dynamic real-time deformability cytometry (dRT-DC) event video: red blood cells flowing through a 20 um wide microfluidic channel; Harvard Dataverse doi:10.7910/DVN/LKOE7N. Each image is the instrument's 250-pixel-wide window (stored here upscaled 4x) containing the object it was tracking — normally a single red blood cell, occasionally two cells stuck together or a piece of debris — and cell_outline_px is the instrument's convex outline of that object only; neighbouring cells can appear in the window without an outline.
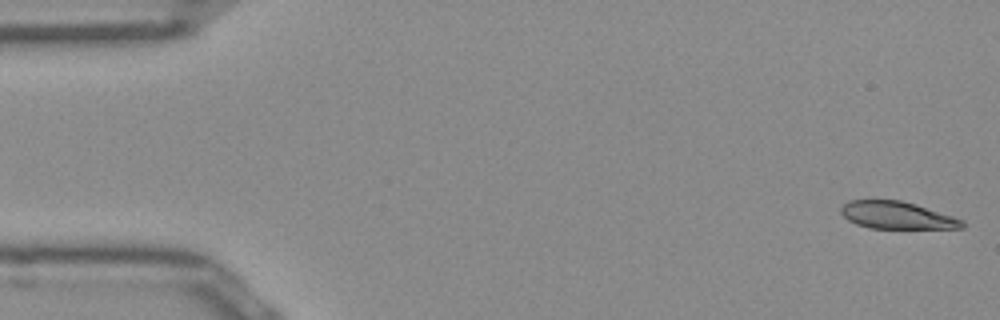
{"species": "Egyptian fruit bat (a non-hibernating species)", "species_latin": "Rousettus aegyptiacus", "temperature_condition": "room temperature", "stored_images_in_passage": 50, "camera_frame_rate_fps": 3000, "um_per_image_px": 0.085, "frame": {"image": 1, "passage_image": 1, "time_ms": 0.0, "image_size_px": [1000, 320], "cell_outline_px": [[964, 228], [868, 228], [856, 224], [848, 220], [840, 212], [840, 208], [848, 200], [900, 200], [916, 204], [964, 220]], "centroid_in_image_um": [76.21, 18.29], "position_along_channel_um": 8.8, "area_um2": 19.25}}
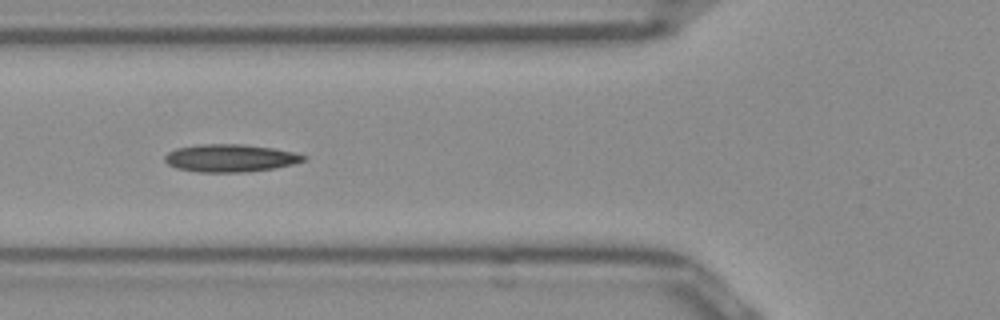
{"frame": {"image": 2, "passage_image": 18, "time_ms": 5.667, "image_size_px": [1000, 320], "cell_outline_px": [[308, 160], [276, 168], [248, 172], [200, 172], [176, 168], [168, 164], [164, 160], [164, 156], [168, 152], [176, 148], [200, 144], [240, 144], [272, 148], [292, 152], [308, 156]], "centroid_in_image_um": [19.58, 13.44], "position_along_channel_um": 106.2, "area_um2": 22.43}}
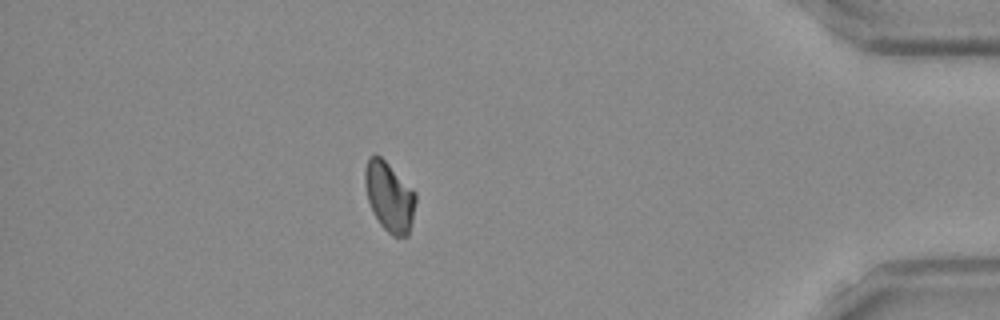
{"frame": {"image": 3, "passage_image": 44, "time_ms": 14.333, "image_size_px": [1000, 320], "cell_outline_px": [[416, 200], [412, 220], [408, 236], [392, 236], [380, 224], [368, 200], [364, 184], [364, 168], [368, 156], [376, 152], [416, 192]], "centroid_in_image_um": [33.08, 16.68], "position_along_channel_um": 402.1, "area_um2": 20.52}, "authors_computed_cell_mechanics": {"area_um2": 20.9525, "velocity_mm_per_s": 3.9546, "shape_relaxation_time_tau1_ms": null, "shape_relaxation_time_tau2_ms": 2.2549, "deformation_change_tau1": null, "deformation_change_tau2": 0.0692}}